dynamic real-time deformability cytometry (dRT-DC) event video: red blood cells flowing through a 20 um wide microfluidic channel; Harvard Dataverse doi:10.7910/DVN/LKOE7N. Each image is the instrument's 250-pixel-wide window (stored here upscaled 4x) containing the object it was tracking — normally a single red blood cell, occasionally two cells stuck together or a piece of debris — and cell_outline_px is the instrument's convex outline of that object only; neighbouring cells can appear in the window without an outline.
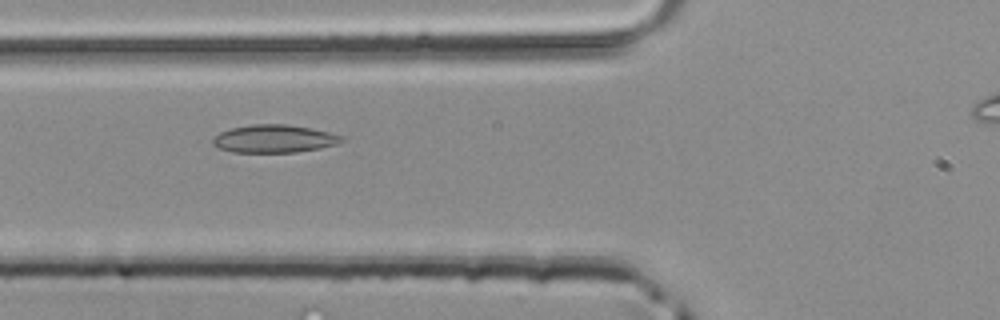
{"species": "common noctule bat (a hibernating species)", "species_latin": "Nyctalus noctula", "temperature_condition": "room temperature", "stored_images_in_passage": 2, "camera_frame_rate_fps": 3000, "um_per_image_px": 0.085, "animal": {"sex": "male", "body_mass_g": 20.4}, "frame": {"image": 1, "passage_image": 2, "time_ms": 0.333, "image_size_px": [1000, 320], "cell_outline_px": [[344, 140], [336, 144], [320, 148], [296, 152], [232, 152], [220, 148], [212, 144], [212, 140], [220, 132], [232, 128], [252, 124], [284, 124], [312, 128], [344, 136]], "centroid_in_image_um": [23.31, 11.79], "position_along_channel_um": 102.5, "area_um2": 20.81}}